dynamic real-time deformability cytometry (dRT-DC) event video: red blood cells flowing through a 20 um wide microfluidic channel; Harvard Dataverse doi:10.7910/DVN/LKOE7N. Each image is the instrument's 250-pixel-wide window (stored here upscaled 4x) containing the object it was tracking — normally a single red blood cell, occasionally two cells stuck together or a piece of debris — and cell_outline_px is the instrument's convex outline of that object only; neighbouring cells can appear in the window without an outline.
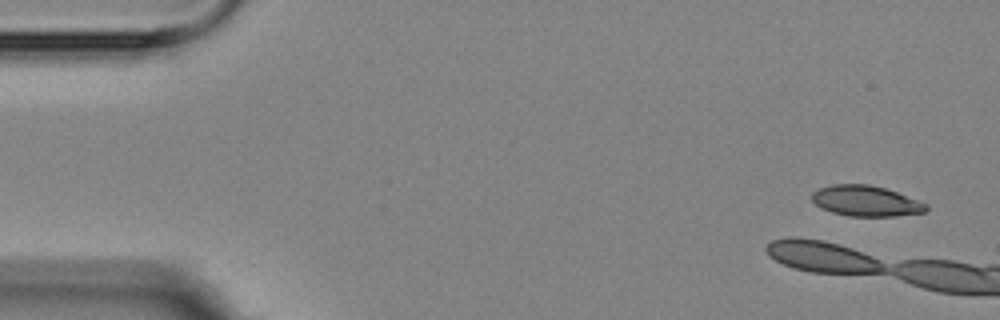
{"species": "Egyptian fruit bat (a non-hibernating species)", "species_latin": "Rousettus aegyptiacus", "temperature_condition": "room temperature", "stored_images_in_passage": 5, "camera_frame_rate_fps": 3000, "um_per_image_px": 0.085, "animal": {"sex": "female"}, "frame": {"image": 1, "passage_image": 1, "time_ms": 0.0, "image_size_px": [1000, 320], "cell_outline_px": [[928, 208], [924, 212], [896, 216], [848, 216], [832, 212], [820, 208], [812, 200], [812, 192], [820, 188], [832, 184], [868, 184], [884, 188], [920, 200], [928, 204]], "centroid_in_image_um": [73.6, 17.08], "position_along_channel_um": 11.4, "area_um2": 20.4}}